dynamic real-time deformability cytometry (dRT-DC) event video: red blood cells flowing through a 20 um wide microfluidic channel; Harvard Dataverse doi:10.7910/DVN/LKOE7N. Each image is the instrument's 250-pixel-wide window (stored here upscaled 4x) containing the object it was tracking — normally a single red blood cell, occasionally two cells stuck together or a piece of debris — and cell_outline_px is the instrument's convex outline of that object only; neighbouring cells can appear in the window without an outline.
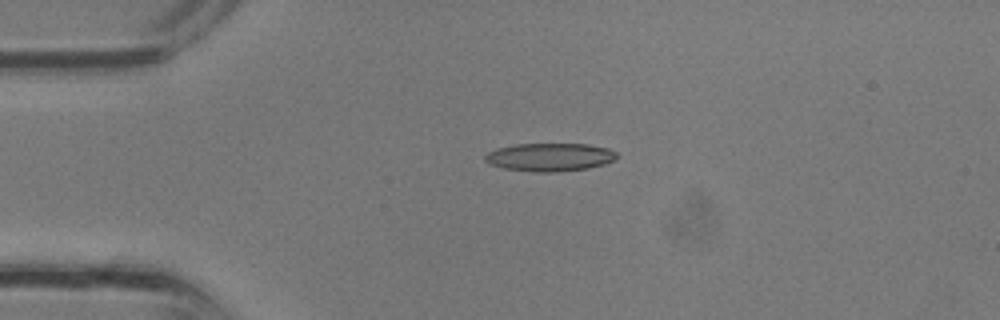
{"species": "common noctule bat (a hibernating species)", "species_latin": "Nyctalus noctula", "temperature_condition": "room temperature", "stored_images_in_passage": 14, "camera_frame_rate_fps": 3000, "um_per_image_px": 0.085, "animal": {"sex": "male", "body_mass_g": 13.3}, "frame": {"image": 1, "passage_image": 4, "time_ms": 1.0, "image_size_px": [1000, 320], "cell_outline_px": [[616, 160], [604, 164], [588, 168], [556, 172], [536, 172], [504, 168], [492, 164], [484, 160], [484, 156], [488, 152], [496, 148], [516, 144], [588, 144], [608, 148], [616, 152]], "centroid_in_image_um": [46.74, 13.35], "position_along_channel_um": 38.3, "area_um2": 21.56}}
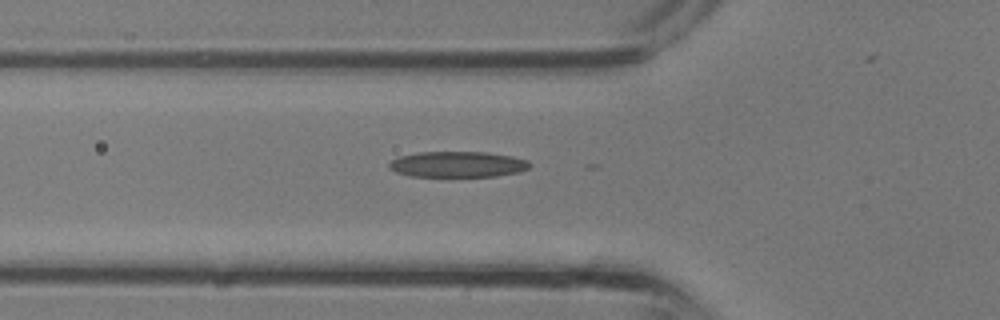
{"frame": {"image": 2, "passage_image": 8, "time_ms": 2.333, "image_size_px": [1000, 320], "cell_outline_px": [[532, 164], [528, 168], [516, 172], [496, 176], [412, 176], [396, 172], [388, 168], [388, 164], [392, 160], [400, 156], [420, 152], [488, 152], [512, 156], [528, 160]], "centroid_in_image_um": [38.9, 13.96], "position_along_channel_um": 86.9, "area_um2": 21.04}}
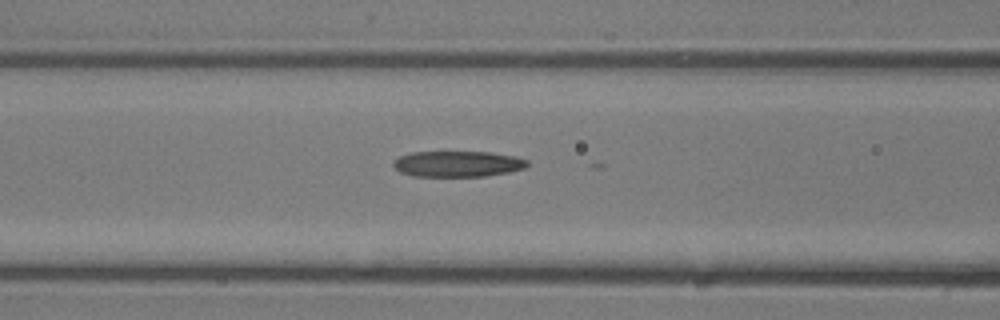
{"frame": {"image": 3, "passage_image": 10, "time_ms": 3.0, "image_size_px": [1000, 320], "cell_outline_px": [[528, 164], [524, 168], [508, 172], [484, 176], [412, 176], [400, 172], [392, 164], [400, 156], [412, 152], [492, 152], [516, 156], [528, 160]], "centroid_in_image_um": [38.92, 13.93], "position_along_channel_um": 127.7, "area_um2": 20.11}}